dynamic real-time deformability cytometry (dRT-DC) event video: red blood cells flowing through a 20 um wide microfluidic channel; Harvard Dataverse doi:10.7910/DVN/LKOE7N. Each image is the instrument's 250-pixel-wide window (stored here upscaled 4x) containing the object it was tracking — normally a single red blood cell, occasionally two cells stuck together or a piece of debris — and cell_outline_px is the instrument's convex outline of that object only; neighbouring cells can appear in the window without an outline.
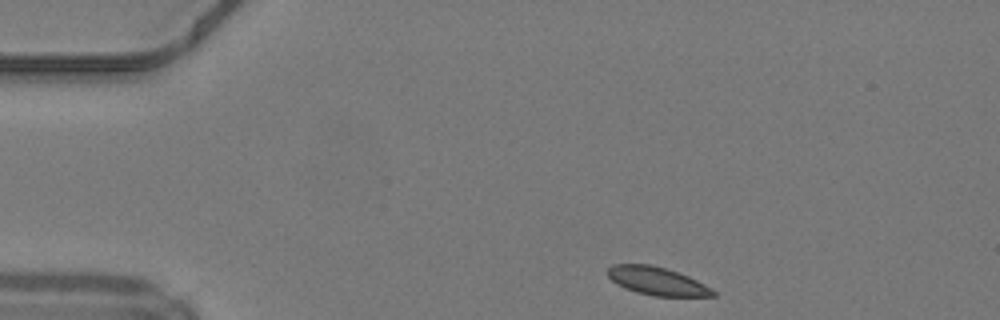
{"species": "common noctule bat (a hibernating species)", "species_latin": "Nyctalus noctula", "temperature_condition": "warm", "stored_images_in_passage": 41, "camera_frame_rate_fps": 3000, "um_per_image_px": 0.085, "animal": {"sex": "male", "body_mass_g": 19.2, "forearm_length_mm": 51.8}, "frame": {"image": 1, "passage_image": 1, "time_ms": 0.0, "image_size_px": [1000, 320], "cell_outline_px": [[716, 296], [652, 296], [636, 292], [624, 288], [616, 284], [604, 272], [612, 264], [648, 264], [668, 268], [688, 276], [712, 288], [716, 292]], "centroid_in_image_um": [55.82, 23.88], "position_along_channel_um": 29.2, "area_um2": 17.46}}
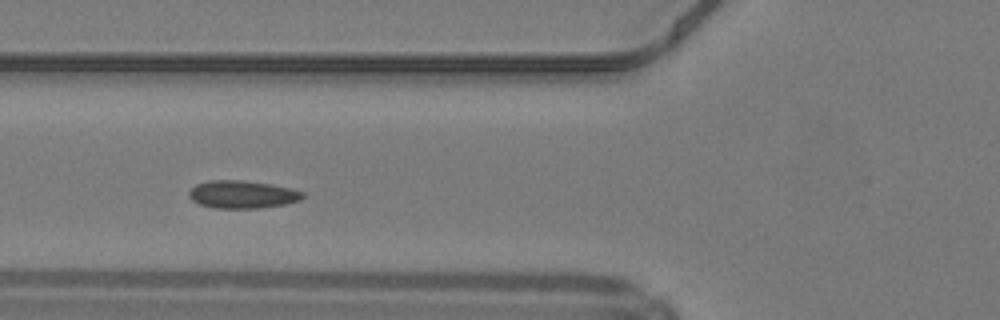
{"frame": {"image": 2, "passage_image": 11, "time_ms": 3.333, "image_size_px": [1000, 320], "cell_outline_px": [[304, 196], [300, 200], [284, 204], [260, 208], [212, 208], [200, 204], [192, 200], [188, 196], [188, 192], [196, 184], [208, 180], [240, 180], [268, 184], [288, 188], [304, 192]], "centroid_in_image_um": [20.55, 16.53], "position_along_channel_um": 105.2, "area_um2": 18.26}}
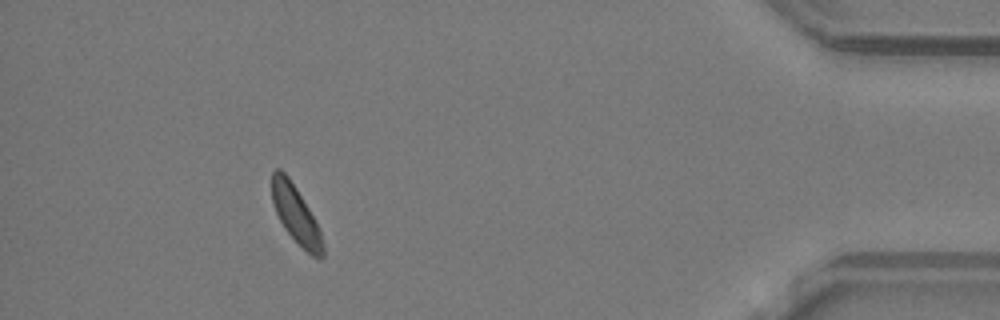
{"frame": {"image": 3, "passage_image": 37, "time_ms": 12.0, "image_size_px": [1000, 320], "cell_outline_px": [[324, 256], [320, 260], [312, 256], [284, 228], [276, 212], [272, 200], [272, 172], [276, 168], [280, 168], [288, 176], [296, 188], [308, 208], [320, 232], [324, 244]], "centroid_in_image_um": [25.14, 18.23], "position_along_channel_um": 410.1, "area_um2": 16.65}, "authors_computed_cell_mechanics": {"area_um2": 17.5134, "velocity_mm_per_s": 4.1888, "shape_relaxation_time_tau1_ms": 2.7397, "shape_relaxation_time_tau2_ms": null, "deformation_change_tau1": 0.0401, "deformation_change_tau2": null}}